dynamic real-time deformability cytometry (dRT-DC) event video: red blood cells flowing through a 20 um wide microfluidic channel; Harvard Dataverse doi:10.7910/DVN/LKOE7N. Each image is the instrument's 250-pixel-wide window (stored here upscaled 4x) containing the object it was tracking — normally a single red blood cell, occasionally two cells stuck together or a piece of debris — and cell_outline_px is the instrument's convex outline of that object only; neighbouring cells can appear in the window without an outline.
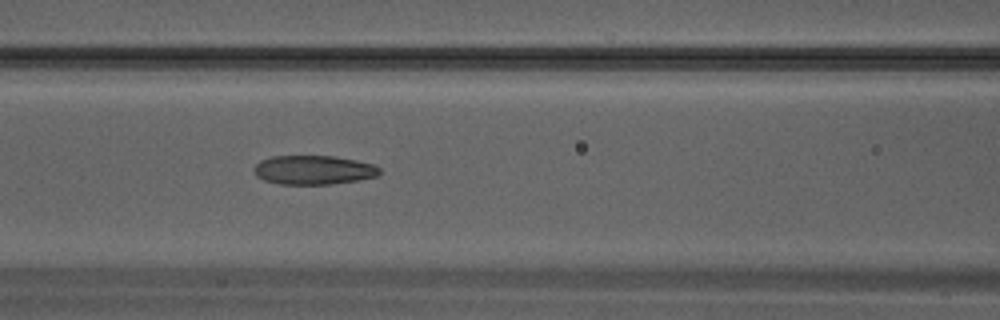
{"species": "Egyptian fruit bat (a non-hibernating species)", "species_latin": "Rousettus aegyptiacus", "temperature_condition": "warm", "stored_images_in_passage": 17, "camera_frame_rate_fps": 3000, "um_per_image_px": 0.085, "animal": {"sex": "male"}, "frame": {"image": 1, "passage_image": 15, "time_ms": 4.667, "image_size_px": [1000, 320], "cell_outline_px": [[380, 172], [376, 176], [356, 180], [328, 184], [280, 184], [264, 180], [256, 176], [256, 164], [260, 160], [272, 156], [332, 156], [356, 160], [372, 164], [380, 168]], "centroid_in_image_um": [26.64, 14.44], "position_along_channel_um": 140.0, "area_um2": 20.98}}